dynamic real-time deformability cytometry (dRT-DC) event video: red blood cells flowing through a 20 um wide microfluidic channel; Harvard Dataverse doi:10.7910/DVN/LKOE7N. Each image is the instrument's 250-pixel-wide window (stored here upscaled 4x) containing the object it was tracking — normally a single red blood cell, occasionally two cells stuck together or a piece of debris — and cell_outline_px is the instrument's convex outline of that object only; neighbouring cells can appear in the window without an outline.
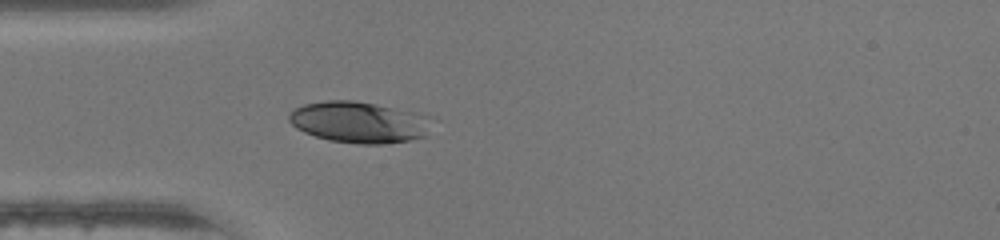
{"species": "human", "species_latin": "Homo sapiens", "temperature_condition": "warm", "stored_images_in_passage": 34, "camera_frame_rate_fps": 3000, "um_per_image_px": 0.085, "donor": {"sex": "female"}, "frame": {"image": 1, "passage_image": 1, "time_ms": 0.0, "image_size_px": [1000, 240], "cell_outline_px": [[428, 136], [408, 140], [384, 144], [356, 144], [328, 140], [304, 132], [296, 128], [288, 120], [288, 116], [296, 108], [304, 104], [328, 100], [352, 100], [376, 104], [416, 112], [428, 116]], "centroid_in_image_um": [30.51, 10.39], "position_along_channel_um": 54.5, "area_um2": 34.28}}
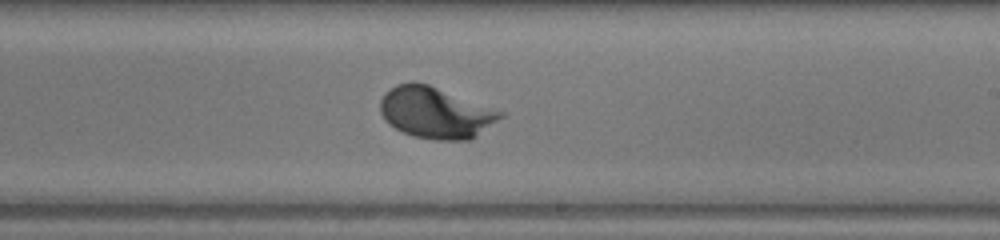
{"frame": {"image": 2, "passage_image": 15, "time_ms": 4.667, "image_size_px": [1000, 240], "cell_outline_px": [[508, 112], [504, 116], [472, 140], [432, 140], [412, 136], [388, 124], [384, 120], [380, 112], [380, 100], [396, 84], [412, 80], [416, 80], [428, 84]], "centroid_in_image_um": [37.07, 9.57], "position_along_channel_um": 251.9, "area_um2": 36.53}}
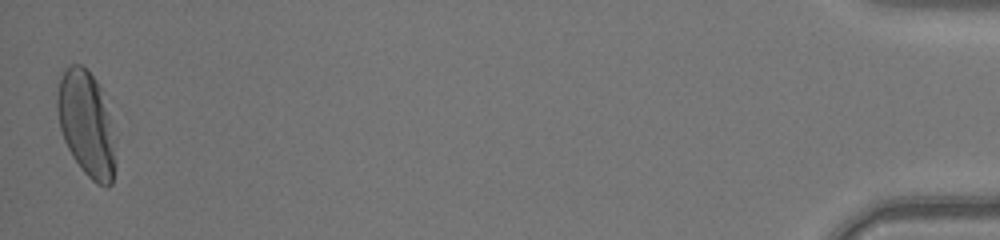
{"frame": {"image": 3, "passage_image": 34, "time_ms": 11.0, "image_size_px": [1000, 240], "cell_outline_px": [[116, 164], [112, 184], [108, 188], [96, 184], [80, 168], [72, 156], [64, 140], [60, 128], [56, 108], [56, 92], [60, 76], [68, 64], [80, 64], [92, 76], [100, 88], [108, 116]], "centroid_in_image_um": [7.29, 10.56], "position_along_channel_um": 427.9, "area_um2": 35.26}}